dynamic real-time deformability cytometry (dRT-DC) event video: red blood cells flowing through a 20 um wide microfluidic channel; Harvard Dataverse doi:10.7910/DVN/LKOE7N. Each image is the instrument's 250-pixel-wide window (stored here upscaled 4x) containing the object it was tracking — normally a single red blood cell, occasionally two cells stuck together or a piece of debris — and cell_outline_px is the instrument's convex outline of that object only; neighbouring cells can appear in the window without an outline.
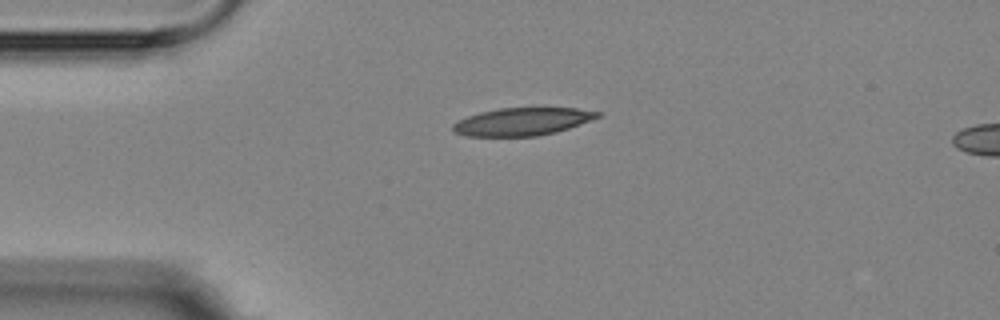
{"species": "Egyptian fruit bat (a non-hibernating species)", "species_latin": "Rousettus aegyptiacus", "temperature_condition": "room temperature", "stored_images_in_passage": 4, "camera_frame_rate_fps": 3000, "um_per_image_px": 0.085, "animal": {"sex": "female"}, "frame": {"image": 1, "passage_image": 4, "time_ms": 3.667, "image_size_px": [1000, 320], "cell_outline_px": [[604, 116], [556, 132], [536, 136], [468, 136], [456, 132], [452, 128], [452, 124], [468, 116], [480, 112], [500, 108], [576, 108], [604, 112]], "centroid_in_image_um": [44.48, 10.33], "position_along_channel_um": 40.5, "area_um2": 23.35}}